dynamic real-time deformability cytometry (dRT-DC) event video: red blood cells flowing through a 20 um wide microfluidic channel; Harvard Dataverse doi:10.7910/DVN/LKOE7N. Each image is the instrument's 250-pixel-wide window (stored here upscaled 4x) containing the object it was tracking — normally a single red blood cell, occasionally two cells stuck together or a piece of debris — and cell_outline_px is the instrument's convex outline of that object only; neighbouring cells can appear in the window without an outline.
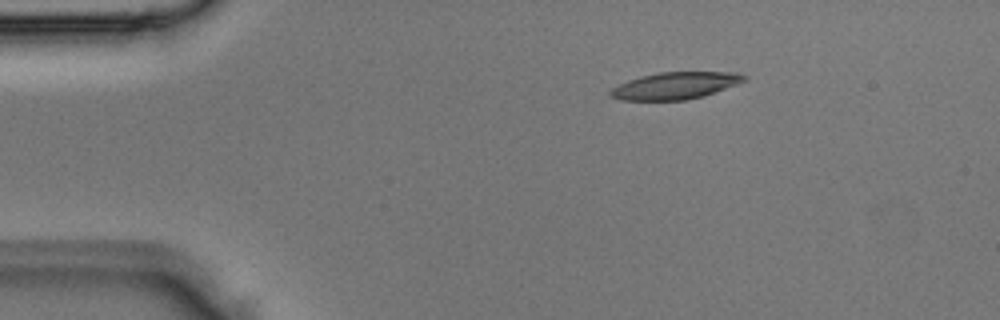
{"species": "Egyptian fruit bat (a non-hibernating species)", "species_latin": "Rousettus aegyptiacus", "temperature_condition": "room temperature", "stored_images_in_passage": 3, "camera_frame_rate_fps": 3000, "um_per_image_px": 0.085, "animal": {"sex": "male"}, "frame": {"image": 1, "passage_image": 2, "time_ms": 0.333, "image_size_px": [1000, 320], "cell_outline_px": [[748, 80], [704, 96], [684, 100], [620, 100], [608, 96], [608, 92], [612, 88], [628, 80], [640, 76], [660, 72], [740, 72], [748, 76]], "centroid_in_image_um": [57.41, 7.27], "position_along_channel_um": 27.6, "area_um2": 21.21}}